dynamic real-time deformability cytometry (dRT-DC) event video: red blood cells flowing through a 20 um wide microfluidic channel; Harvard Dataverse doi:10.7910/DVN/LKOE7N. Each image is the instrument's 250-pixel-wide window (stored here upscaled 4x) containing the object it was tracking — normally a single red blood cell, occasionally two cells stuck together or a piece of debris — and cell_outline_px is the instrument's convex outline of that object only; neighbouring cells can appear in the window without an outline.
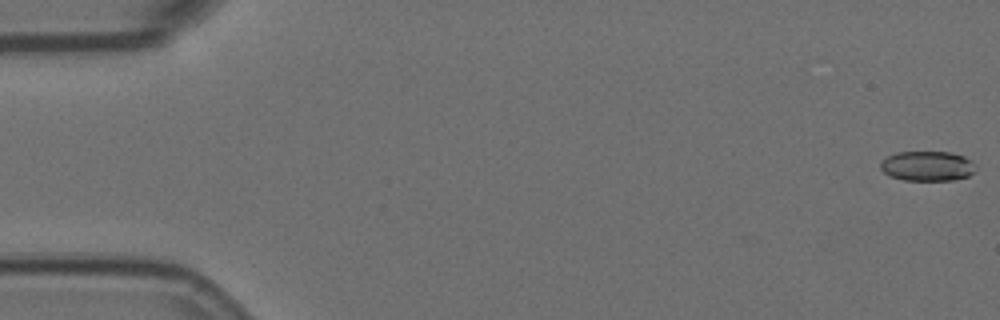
{"species": "Egyptian fruit bat (a non-hibernating species)", "species_latin": "Rousettus aegyptiacus", "temperature_condition": "room temperature", "stored_images_in_passage": 58, "camera_frame_rate_fps": 3000, "um_per_image_px": 0.085, "animal": {"sex": "female"}, "frame": {"image": 1, "passage_image": 1, "time_ms": 0.0, "image_size_px": [1000, 320], "cell_outline_px": [[976, 168], [968, 176], [952, 180], [904, 180], [888, 176], [880, 168], [880, 164], [888, 156], [896, 152], [952, 152], [964, 156], [972, 160], [976, 164]], "centroid_in_image_um": [78.84, 14.11], "position_along_channel_um": 6.2, "area_um2": 16.65}}
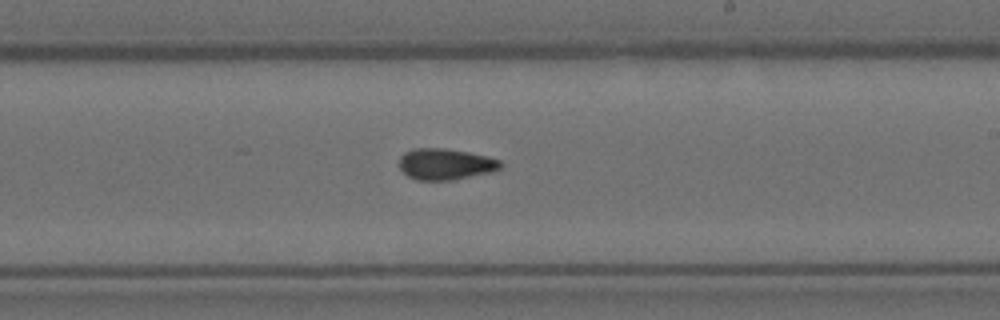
{"frame": {"image": 2, "passage_image": 34, "time_ms": 11.0, "image_size_px": [1000, 320], "cell_outline_px": [[504, 164], [500, 168], [492, 172], [452, 180], [416, 180], [408, 176], [400, 168], [400, 156], [404, 152], [412, 148], [444, 148], [468, 152], [488, 156], [500, 160]], "centroid_in_image_um": [37.88, 13.94], "position_along_channel_um": 251.1, "area_um2": 18.55}}
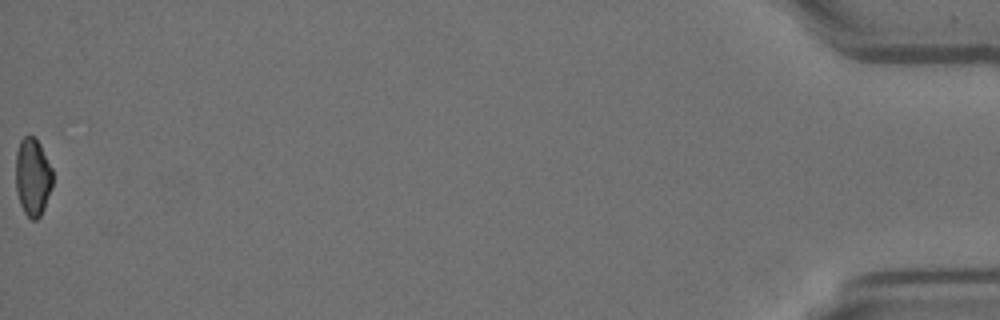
{"frame": {"image": 3, "passage_image": 58, "time_ms": 19.0, "image_size_px": [1000, 320], "cell_outline_px": [[52, 188], [44, 208], [40, 216], [36, 220], [32, 220], [24, 212], [20, 204], [16, 188], [16, 152], [20, 140], [28, 132], [40, 144], [52, 168]], "centroid_in_image_um": [2.78, 15.02], "position_along_channel_um": 432.4, "area_um2": 16.82}, "authors_computed_cell_mechanics": {"area_um2": 18.0336, "velocity_mm_per_s": 3.5581, "shape_relaxation_time_tau1_ms": null, "shape_relaxation_time_tau2_ms": 4.768, "deformation_change_tau1": null, "deformation_change_tau2": 0.1128}}